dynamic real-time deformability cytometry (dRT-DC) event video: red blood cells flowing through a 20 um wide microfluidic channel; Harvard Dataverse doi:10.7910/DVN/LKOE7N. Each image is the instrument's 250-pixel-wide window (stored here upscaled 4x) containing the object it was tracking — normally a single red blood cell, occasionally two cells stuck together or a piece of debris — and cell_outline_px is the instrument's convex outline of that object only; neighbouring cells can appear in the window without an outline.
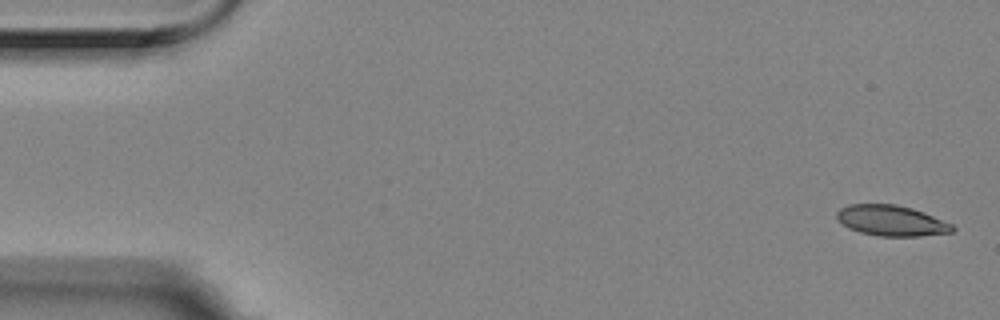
{"species": "Egyptian fruit bat (a non-hibernating species)", "species_latin": "Rousettus aegyptiacus", "temperature_condition": "room temperature", "stored_images_in_passage": 6, "segment_of_instrument_passage": [1, 2], "camera_frame_rate_fps": 3000, "um_per_image_px": 0.085, "animal": {"sex": "female"}, "frame": {"image": 1, "passage_image": 1, "time_ms": 0.0, "image_size_px": [1000, 320], "cell_outline_px": [[956, 228], [952, 232], [920, 236], [880, 236], [860, 232], [848, 228], [836, 216], [836, 212], [840, 208], [848, 204], [896, 204], [912, 208], [924, 212], [952, 224]], "centroid_in_image_um": [75.77, 18.75], "position_along_channel_um": 9.2, "area_um2": 20.58}}